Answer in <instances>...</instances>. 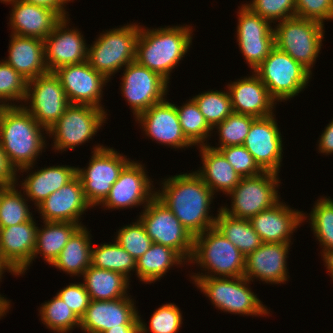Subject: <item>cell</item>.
<instances>
[{
  "mask_svg": "<svg viewBox=\"0 0 333 333\" xmlns=\"http://www.w3.org/2000/svg\"><path fill=\"white\" fill-rule=\"evenodd\" d=\"M161 186L155 197L174 213L193 237L215 226L217 217L209 215L214 193L194 171L169 176Z\"/></svg>",
  "mask_w": 333,
  "mask_h": 333,
  "instance_id": "cell-1",
  "label": "cell"
},
{
  "mask_svg": "<svg viewBox=\"0 0 333 333\" xmlns=\"http://www.w3.org/2000/svg\"><path fill=\"white\" fill-rule=\"evenodd\" d=\"M44 131L48 135V130L23 105L5 108L0 117V145L16 173L19 170L21 173L31 172L36 159L47 146Z\"/></svg>",
  "mask_w": 333,
  "mask_h": 333,
  "instance_id": "cell-2",
  "label": "cell"
},
{
  "mask_svg": "<svg viewBox=\"0 0 333 333\" xmlns=\"http://www.w3.org/2000/svg\"><path fill=\"white\" fill-rule=\"evenodd\" d=\"M192 27L188 25L143 28L140 26L135 61L170 82L171 72L183 60L192 45Z\"/></svg>",
  "mask_w": 333,
  "mask_h": 333,
  "instance_id": "cell-3",
  "label": "cell"
},
{
  "mask_svg": "<svg viewBox=\"0 0 333 333\" xmlns=\"http://www.w3.org/2000/svg\"><path fill=\"white\" fill-rule=\"evenodd\" d=\"M188 263L197 264L206 271L190 277L244 276L245 256L215 226L194 237Z\"/></svg>",
  "mask_w": 333,
  "mask_h": 333,
  "instance_id": "cell-4",
  "label": "cell"
},
{
  "mask_svg": "<svg viewBox=\"0 0 333 333\" xmlns=\"http://www.w3.org/2000/svg\"><path fill=\"white\" fill-rule=\"evenodd\" d=\"M191 279L212 305L221 311L256 317L270 314L267 307L249 288L251 281L244 276L191 277Z\"/></svg>",
  "mask_w": 333,
  "mask_h": 333,
  "instance_id": "cell-5",
  "label": "cell"
},
{
  "mask_svg": "<svg viewBox=\"0 0 333 333\" xmlns=\"http://www.w3.org/2000/svg\"><path fill=\"white\" fill-rule=\"evenodd\" d=\"M138 25L124 24L100 33L96 41L91 46L88 45L89 65L110 81L112 75L135 61L136 43L140 31Z\"/></svg>",
  "mask_w": 333,
  "mask_h": 333,
  "instance_id": "cell-6",
  "label": "cell"
},
{
  "mask_svg": "<svg viewBox=\"0 0 333 333\" xmlns=\"http://www.w3.org/2000/svg\"><path fill=\"white\" fill-rule=\"evenodd\" d=\"M276 25L273 28L275 47L312 73L323 45L324 24L294 16Z\"/></svg>",
  "mask_w": 333,
  "mask_h": 333,
  "instance_id": "cell-7",
  "label": "cell"
},
{
  "mask_svg": "<svg viewBox=\"0 0 333 333\" xmlns=\"http://www.w3.org/2000/svg\"><path fill=\"white\" fill-rule=\"evenodd\" d=\"M277 102L297 96L309 83L312 73L290 55L274 47L253 71Z\"/></svg>",
  "mask_w": 333,
  "mask_h": 333,
  "instance_id": "cell-8",
  "label": "cell"
},
{
  "mask_svg": "<svg viewBox=\"0 0 333 333\" xmlns=\"http://www.w3.org/2000/svg\"><path fill=\"white\" fill-rule=\"evenodd\" d=\"M87 168L76 169L83 192L91 207L100 205L118 180L123 168L131 161L112 147L95 145Z\"/></svg>",
  "mask_w": 333,
  "mask_h": 333,
  "instance_id": "cell-9",
  "label": "cell"
},
{
  "mask_svg": "<svg viewBox=\"0 0 333 333\" xmlns=\"http://www.w3.org/2000/svg\"><path fill=\"white\" fill-rule=\"evenodd\" d=\"M106 119L105 109L70 104L59 120L48 129V136L54 139L53 150L64 152L85 144L96 136Z\"/></svg>",
  "mask_w": 333,
  "mask_h": 333,
  "instance_id": "cell-10",
  "label": "cell"
},
{
  "mask_svg": "<svg viewBox=\"0 0 333 333\" xmlns=\"http://www.w3.org/2000/svg\"><path fill=\"white\" fill-rule=\"evenodd\" d=\"M277 173L264 171L256 176L242 177L237 186L228 194L231 207L220 209L235 218L250 219L261 211L280 201L277 188L280 180Z\"/></svg>",
  "mask_w": 333,
  "mask_h": 333,
  "instance_id": "cell-11",
  "label": "cell"
},
{
  "mask_svg": "<svg viewBox=\"0 0 333 333\" xmlns=\"http://www.w3.org/2000/svg\"><path fill=\"white\" fill-rule=\"evenodd\" d=\"M138 219L153 243L176 250L189 262L193 253L194 237L161 201L154 197Z\"/></svg>",
  "mask_w": 333,
  "mask_h": 333,
  "instance_id": "cell-12",
  "label": "cell"
},
{
  "mask_svg": "<svg viewBox=\"0 0 333 333\" xmlns=\"http://www.w3.org/2000/svg\"><path fill=\"white\" fill-rule=\"evenodd\" d=\"M28 102L30 105L27 106ZM24 103L26 104H23V107L47 130L59 120L70 105L54 72L28 80Z\"/></svg>",
  "mask_w": 333,
  "mask_h": 333,
  "instance_id": "cell-13",
  "label": "cell"
},
{
  "mask_svg": "<svg viewBox=\"0 0 333 333\" xmlns=\"http://www.w3.org/2000/svg\"><path fill=\"white\" fill-rule=\"evenodd\" d=\"M123 71L121 94L134 117L166 98L169 82L158 73L136 61L129 63Z\"/></svg>",
  "mask_w": 333,
  "mask_h": 333,
  "instance_id": "cell-14",
  "label": "cell"
},
{
  "mask_svg": "<svg viewBox=\"0 0 333 333\" xmlns=\"http://www.w3.org/2000/svg\"><path fill=\"white\" fill-rule=\"evenodd\" d=\"M237 13V45L246 63L254 71L275 47L273 26L244 4Z\"/></svg>",
  "mask_w": 333,
  "mask_h": 333,
  "instance_id": "cell-15",
  "label": "cell"
},
{
  "mask_svg": "<svg viewBox=\"0 0 333 333\" xmlns=\"http://www.w3.org/2000/svg\"><path fill=\"white\" fill-rule=\"evenodd\" d=\"M145 166L131 160L121 171L118 180L112 185L108 196L100 204L106 209H128L143 205L155 197L153 181L147 175ZM152 182V183H151Z\"/></svg>",
  "mask_w": 333,
  "mask_h": 333,
  "instance_id": "cell-16",
  "label": "cell"
},
{
  "mask_svg": "<svg viewBox=\"0 0 333 333\" xmlns=\"http://www.w3.org/2000/svg\"><path fill=\"white\" fill-rule=\"evenodd\" d=\"M70 104L91 105L104 109L100 103L103 87L109 82L87 61L63 66L54 71Z\"/></svg>",
  "mask_w": 333,
  "mask_h": 333,
  "instance_id": "cell-17",
  "label": "cell"
},
{
  "mask_svg": "<svg viewBox=\"0 0 333 333\" xmlns=\"http://www.w3.org/2000/svg\"><path fill=\"white\" fill-rule=\"evenodd\" d=\"M275 114L256 118L250 127L243 146L251 153L263 171L280 173L283 141Z\"/></svg>",
  "mask_w": 333,
  "mask_h": 333,
  "instance_id": "cell-18",
  "label": "cell"
},
{
  "mask_svg": "<svg viewBox=\"0 0 333 333\" xmlns=\"http://www.w3.org/2000/svg\"><path fill=\"white\" fill-rule=\"evenodd\" d=\"M68 18H62L44 39L45 64L49 72L87 61L86 40L77 28H69Z\"/></svg>",
  "mask_w": 333,
  "mask_h": 333,
  "instance_id": "cell-19",
  "label": "cell"
},
{
  "mask_svg": "<svg viewBox=\"0 0 333 333\" xmlns=\"http://www.w3.org/2000/svg\"><path fill=\"white\" fill-rule=\"evenodd\" d=\"M146 133L145 135L159 144L184 149L193 147V144L184 135L176 105L167 99L154 104L135 117Z\"/></svg>",
  "mask_w": 333,
  "mask_h": 333,
  "instance_id": "cell-20",
  "label": "cell"
},
{
  "mask_svg": "<svg viewBox=\"0 0 333 333\" xmlns=\"http://www.w3.org/2000/svg\"><path fill=\"white\" fill-rule=\"evenodd\" d=\"M129 296L116 300H91L80 329L86 333H104L116 327H131L138 320V310Z\"/></svg>",
  "mask_w": 333,
  "mask_h": 333,
  "instance_id": "cell-21",
  "label": "cell"
},
{
  "mask_svg": "<svg viewBox=\"0 0 333 333\" xmlns=\"http://www.w3.org/2000/svg\"><path fill=\"white\" fill-rule=\"evenodd\" d=\"M292 243H265L245 257L244 277L270 284L288 281L287 258ZM253 279V280H252Z\"/></svg>",
  "mask_w": 333,
  "mask_h": 333,
  "instance_id": "cell-22",
  "label": "cell"
},
{
  "mask_svg": "<svg viewBox=\"0 0 333 333\" xmlns=\"http://www.w3.org/2000/svg\"><path fill=\"white\" fill-rule=\"evenodd\" d=\"M43 222H73L80 226L82 214L92 208L87 202L80 178L76 175L66 185L50 194L37 207Z\"/></svg>",
  "mask_w": 333,
  "mask_h": 333,
  "instance_id": "cell-23",
  "label": "cell"
},
{
  "mask_svg": "<svg viewBox=\"0 0 333 333\" xmlns=\"http://www.w3.org/2000/svg\"><path fill=\"white\" fill-rule=\"evenodd\" d=\"M37 223L32 217L25 223L0 228V255L3 261L17 275L31 266L35 250Z\"/></svg>",
  "mask_w": 333,
  "mask_h": 333,
  "instance_id": "cell-24",
  "label": "cell"
},
{
  "mask_svg": "<svg viewBox=\"0 0 333 333\" xmlns=\"http://www.w3.org/2000/svg\"><path fill=\"white\" fill-rule=\"evenodd\" d=\"M307 215L279 201L249 219L253 229L265 243H291V236ZM305 219V220H304Z\"/></svg>",
  "mask_w": 333,
  "mask_h": 333,
  "instance_id": "cell-25",
  "label": "cell"
},
{
  "mask_svg": "<svg viewBox=\"0 0 333 333\" xmlns=\"http://www.w3.org/2000/svg\"><path fill=\"white\" fill-rule=\"evenodd\" d=\"M227 84L232 110L235 113L262 118L274 114L277 102L271 97L267 87L252 71L248 77Z\"/></svg>",
  "mask_w": 333,
  "mask_h": 333,
  "instance_id": "cell-26",
  "label": "cell"
},
{
  "mask_svg": "<svg viewBox=\"0 0 333 333\" xmlns=\"http://www.w3.org/2000/svg\"><path fill=\"white\" fill-rule=\"evenodd\" d=\"M12 4L10 13L11 34L44 40L62 19L55 11L22 0H6Z\"/></svg>",
  "mask_w": 333,
  "mask_h": 333,
  "instance_id": "cell-27",
  "label": "cell"
},
{
  "mask_svg": "<svg viewBox=\"0 0 333 333\" xmlns=\"http://www.w3.org/2000/svg\"><path fill=\"white\" fill-rule=\"evenodd\" d=\"M10 36L6 63L27 80L49 72L45 64L44 40L16 34Z\"/></svg>",
  "mask_w": 333,
  "mask_h": 333,
  "instance_id": "cell-28",
  "label": "cell"
},
{
  "mask_svg": "<svg viewBox=\"0 0 333 333\" xmlns=\"http://www.w3.org/2000/svg\"><path fill=\"white\" fill-rule=\"evenodd\" d=\"M202 167L194 171L212 190L228 195L240 182L241 176L234 170L225 156L208 145L199 146Z\"/></svg>",
  "mask_w": 333,
  "mask_h": 333,
  "instance_id": "cell-29",
  "label": "cell"
},
{
  "mask_svg": "<svg viewBox=\"0 0 333 333\" xmlns=\"http://www.w3.org/2000/svg\"><path fill=\"white\" fill-rule=\"evenodd\" d=\"M77 167L67 165H56L44 167L29 173L25 180L21 181V190L27 199L34 202L37 207L50 194L59 190L76 176Z\"/></svg>",
  "mask_w": 333,
  "mask_h": 333,
  "instance_id": "cell-30",
  "label": "cell"
},
{
  "mask_svg": "<svg viewBox=\"0 0 333 333\" xmlns=\"http://www.w3.org/2000/svg\"><path fill=\"white\" fill-rule=\"evenodd\" d=\"M90 231L86 226H80L69 238L61 253L53 261L51 266L60 271L73 275H83L85 270L91 265V240Z\"/></svg>",
  "mask_w": 333,
  "mask_h": 333,
  "instance_id": "cell-31",
  "label": "cell"
},
{
  "mask_svg": "<svg viewBox=\"0 0 333 333\" xmlns=\"http://www.w3.org/2000/svg\"><path fill=\"white\" fill-rule=\"evenodd\" d=\"M82 277L91 300H116L128 296L130 279L119 272L90 265Z\"/></svg>",
  "mask_w": 333,
  "mask_h": 333,
  "instance_id": "cell-32",
  "label": "cell"
},
{
  "mask_svg": "<svg viewBox=\"0 0 333 333\" xmlns=\"http://www.w3.org/2000/svg\"><path fill=\"white\" fill-rule=\"evenodd\" d=\"M187 261L174 249L152 243L151 247L136 260L135 273L143 283L160 280L174 265L182 266Z\"/></svg>",
  "mask_w": 333,
  "mask_h": 333,
  "instance_id": "cell-33",
  "label": "cell"
},
{
  "mask_svg": "<svg viewBox=\"0 0 333 333\" xmlns=\"http://www.w3.org/2000/svg\"><path fill=\"white\" fill-rule=\"evenodd\" d=\"M44 227L37 225L36 244L32 261L38 254L43 256L49 265L58 257L72 234L80 227L73 222H43Z\"/></svg>",
  "mask_w": 333,
  "mask_h": 333,
  "instance_id": "cell-34",
  "label": "cell"
},
{
  "mask_svg": "<svg viewBox=\"0 0 333 333\" xmlns=\"http://www.w3.org/2000/svg\"><path fill=\"white\" fill-rule=\"evenodd\" d=\"M215 227L246 257L262 245V240L253 229L249 219L235 218L217 211Z\"/></svg>",
  "mask_w": 333,
  "mask_h": 333,
  "instance_id": "cell-35",
  "label": "cell"
},
{
  "mask_svg": "<svg viewBox=\"0 0 333 333\" xmlns=\"http://www.w3.org/2000/svg\"><path fill=\"white\" fill-rule=\"evenodd\" d=\"M313 207L308 220L314 237L323 248L321 256L326 264L333 258V200L321 197Z\"/></svg>",
  "mask_w": 333,
  "mask_h": 333,
  "instance_id": "cell-36",
  "label": "cell"
},
{
  "mask_svg": "<svg viewBox=\"0 0 333 333\" xmlns=\"http://www.w3.org/2000/svg\"><path fill=\"white\" fill-rule=\"evenodd\" d=\"M91 248V265L123 274L128 279L131 271L136 270L134 259L116 240Z\"/></svg>",
  "mask_w": 333,
  "mask_h": 333,
  "instance_id": "cell-37",
  "label": "cell"
},
{
  "mask_svg": "<svg viewBox=\"0 0 333 333\" xmlns=\"http://www.w3.org/2000/svg\"><path fill=\"white\" fill-rule=\"evenodd\" d=\"M176 110L182 131L186 138L194 146L197 145V147L208 145L207 139L209 140L211 138L210 134L214 131L199 110L196 102L193 99H189V101L187 100L182 106L176 105Z\"/></svg>",
  "mask_w": 333,
  "mask_h": 333,
  "instance_id": "cell-38",
  "label": "cell"
},
{
  "mask_svg": "<svg viewBox=\"0 0 333 333\" xmlns=\"http://www.w3.org/2000/svg\"><path fill=\"white\" fill-rule=\"evenodd\" d=\"M16 185L18 183L0 188V228L25 223L33 217L28 199Z\"/></svg>",
  "mask_w": 333,
  "mask_h": 333,
  "instance_id": "cell-39",
  "label": "cell"
},
{
  "mask_svg": "<svg viewBox=\"0 0 333 333\" xmlns=\"http://www.w3.org/2000/svg\"><path fill=\"white\" fill-rule=\"evenodd\" d=\"M42 323L56 333H67L80 327V319L62 301L57 294L39 309Z\"/></svg>",
  "mask_w": 333,
  "mask_h": 333,
  "instance_id": "cell-40",
  "label": "cell"
},
{
  "mask_svg": "<svg viewBox=\"0 0 333 333\" xmlns=\"http://www.w3.org/2000/svg\"><path fill=\"white\" fill-rule=\"evenodd\" d=\"M192 99L212 128L224 121L233 112L228 90L205 91L192 97Z\"/></svg>",
  "mask_w": 333,
  "mask_h": 333,
  "instance_id": "cell-41",
  "label": "cell"
},
{
  "mask_svg": "<svg viewBox=\"0 0 333 333\" xmlns=\"http://www.w3.org/2000/svg\"><path fill=\"white\" fill-rule=\"evenodd\" d=\"M255 119L250 115L232 112L224 121L213 127V130L214 128L218 130L216 132L219 135V144L210 147L219 150L223 147L243 145Z\"/></svg>",
  "mask_w": 333,
  "mask_h": 333,
  "instance_id": "cell-42",
  "label": "cell"
},
{
  "mask_svg": "<svg viewBox=\"0 0 333 333\" xmlns=\"http://www.w3.org/2000/svg\"><path fill=\"white\" fill-rule=\"evenodd\" d=\"M138 312L141 333H177L182 327L183 317L176 304L167 303L156 309L150 319V326L141 319ZM149 331V332H148Z\"/></svg>",
  "mask_w": 333,
  "mask_h": 333,
  "instance_id": "cell-43",
  "label": "cell"
},
{
  "mask_svg": "<svg viewBox=\"0 0 333 333\" xmlns=\"http://www.w3.org/2000/svg\"><path fill=\"white\" fill-rule=\"evenodd\" d=\"M27 84L26 78L4 60L0 61V99L3 102L12 106L19 100L22 105L27 93Z\"/></svg>",
  "mask_w": 333,
  "mask_h": 333,
  "instance_id": "cell-44",
  "label": "cell"
},
{
  "mask_svg": "<svg viewBox=\"0 0 333 333\" xmlns=\"http://www.w3.org/2000/svg\"><path fill=\"white\" fill-rule=\"evenodd\" d=\"M115 240L136 260L140 258L153 243L139 219L119 229Z\"/></svg>",
  "mask_w": 333,
  "mask_h": 333,
  "instance_id": "cell-45",
  "label": "cell"
},
{
  "mask_svg": "<svg viewBox=\"0 0 333 333\" xmlns=\"http://www.w3.org/2000/svg\"><path fill=\"white\" fill-rule=\"evenodd\" d=\"M244 5L271 24L295 16V0H251Z\"/></svg>",
  "mask_w": 333,
  "mask_h": 333,
  "instance_id": "cell-46",
  "label": "cell"
},
{
  "mask_svg": "<svg viewBox=\"0 0 333 333\" xmlns=\"http://www.w3.org/2000/svg\"><path fill=\"white\" fill-rule=\"evenodd\" d=\"M219 151L241 177L256 176L264 172L243 145L223 147Z\"/></svg>",
  "mask_w": 333,
  "mask_h": 333,
  "instance_id": "cell-47",
  "label": "cell"
},
{
  "mask_svg": "<svg viewBox=\"0 0 333 333\" xmlns=\"http://www.w3.org/2000/svg\"><path fill=\"white\" fill-rule=\"evenodd\" d=\"M295 16L324 24L333 20V0H295Z\"/></svg>",
  "mask_w": 333,
  "mask_h": 333,
  "instance_id": "cell-48",
  "label": "cell"
},
{
  "mask_svg": "<svg viewBox=\"0 0 333 333\" xmlns=\"http://www.w3.org/2000/svg\"><path fill=\"white\" fill-rule=\"evenodd\" d=\"M57 296L72 310V312L81 319L90 304V296L85 289L84 284L70 283L61 289Z\"/></svg>",
  "mask_w": 333,
  "mask_h": 333,
  "instance_id": "cell-49",
  "label": "cell"
},
{
  "mask_svg": "<svg viewBox=\"0 0 333 333\" xmlns=\"http://www.w3.org/2000/svg\"><path fill=\"white\" fill-rule=\"evenodd\" d=\"M17 173L10 166L0 145V187L11 186L17 183Z\"/></svg>",
  "mask_w": 333,
  "mask_h": 333,
  "instance_id": "cell-50",
  "label": "cell"
},
{
  "mask_svg": "<svg viewBox=\"0 0 333 333\" xmlns=\"http://www.w3.org/2000/svg\"><path fill=\"white\" fill-rule=\"evenodd\" d=\"M40 7L55 11L61 18L69 16L66 11V4L71 0H22Z\"/></svg>",
  "mask_w": 333,
  "mask_h": 333,
  "instance_id": "cell-51",
  "label": "cell"
},
{
  "mask_svg": "<svg viewBox=\"0 0 333 333\" xmlns=\"http://www.w3.org/2000/svg\"><path fill=\"white\" fill-rule=\"evenodd\" d=\"M318 140V152L329 155L333 153V120L323 130Z\"/></svg>",
  "mask_w": 333,
  "mask_h": 333,
  "instance_id": "cell-52",
  "label": "cell"
},
{
  "mask_svg": "<svg viewBox=\"0 0 333 333\" xmlns=\"http://www.w3.org/2000/svg\"><path fill=\"white\" fill-rule=\"evenodd\" d=\"M104 333H141L139 319L131 327L111 328Z\"/></svg>",
  "mask_w": 333,
  "mask_h": 333,
  "instance_id": "cell-53",
  "label": "cell"
},
{
  "mask_svg": "<svg viewBox=\"0 0 333 333\" xmlns=\"http://www.w3.org/2000/svg\"><path fill=\"white\" fill-rule=\"evenodd\" d=\"M12 273V275H16L10 268L9 266L3 261L1 255H0V281L2 280L3 273L6 271Z\"/></svg>",
  "mask_w": 333,
  "mask_h": 333,
  "instance_id": "cell-54",
  "label": "cell"
},
{
  "mask_svg": "<svg viewBox=\"0 0 333 333\" xmlns=\"http://www.w3.org/2000/svg\"><path fill=\"white\" fill-rule=\"evenodd\" d=\"M325 267L327 269V272H329L330 277L332 278L333 281V258L330 259L326 264Z\"/></svg>",
  "mask_w": 333,
  "mask_h": 333,
  "instance_id": "cell-55",
  "label": "cell"
},
{
  "mask_svg": "<svg viewBox=\"0 0 333 333\" xmlns=\"http://www.w3.org/2000/svg\"><path fill=\"white\" fill-rule=\"evenodd\" d=\"M7 103L3 102L1 99H0V117L2 116L3 114V111L5 110V108L7 107Z\"/></svg>",
  "mask_w": 333,
  "mask_h": 333,
  "instance_id": "cell-56",
  "label": "cell"
}]
</instances>
